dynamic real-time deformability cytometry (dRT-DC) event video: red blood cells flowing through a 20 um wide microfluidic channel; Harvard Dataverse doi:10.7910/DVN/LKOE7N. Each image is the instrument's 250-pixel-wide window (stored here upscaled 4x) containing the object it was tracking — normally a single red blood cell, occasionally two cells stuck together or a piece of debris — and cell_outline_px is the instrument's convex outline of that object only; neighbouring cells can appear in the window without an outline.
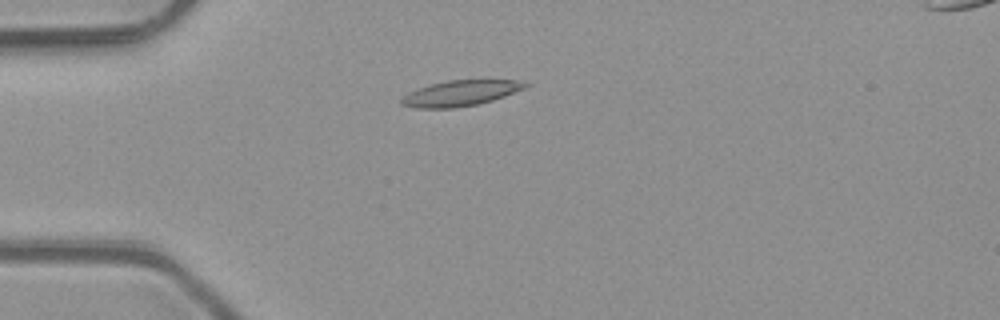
{"species": "common noctule bat (a hibernating species)", "species_latin": "Nyctalus noctula", "temperature_condition": "room temperature", "stored_images_in_passage": 33, "camera_frame_rate_fps": 3000, "um_per_image_px": 0.085, "animal": {"sex": "male", "body_mass_g": 23.1, "forearm_length_mm": 52.7}, "frame": {"image": 1, "passage_image": 1, "time_ms": 0.0, "image_size_px": [1000, 320], "cell_outline_px": [[528, 84], [524, 88], [504, 96], [492, 100], [476, 104], [456, 108], [416, 108], [400, 104], [400, 100], [408, 92], [416, 88], [428, 84], [448, 80], [516, 80]], "centroid_in_image_um": [39.06, 7.92], "position_along_channel_um": 45.9, "area_um2": 18.38}}
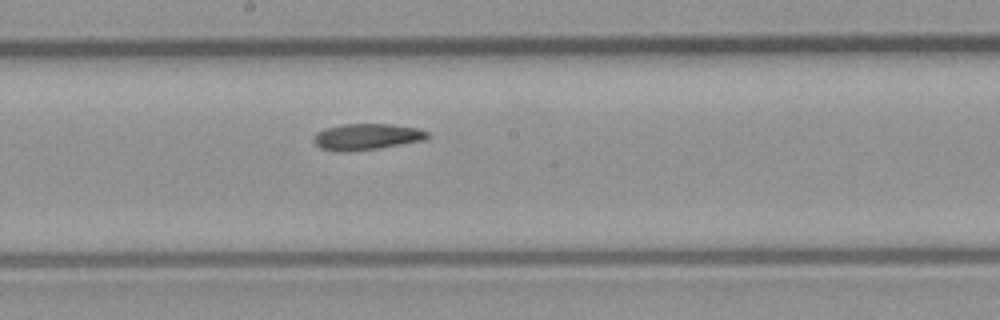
{"frame": {"image": 2, "passage_image": 15, "time_ms": 4.667, "image_size_px": [1000, 320], "cell_outline_px": [[428, 136], [424, 140], [376, 148], [348, 152], [336, 152], [320, 148], [312, 140], [316, 132], [324, 128], [340, 124], [392, 124], [416, 128], [428, 132]], "centroid_in_image_um": [31.09, 11.62], "position_along_channel_um": 217.1, "area_um2": 17.4}}
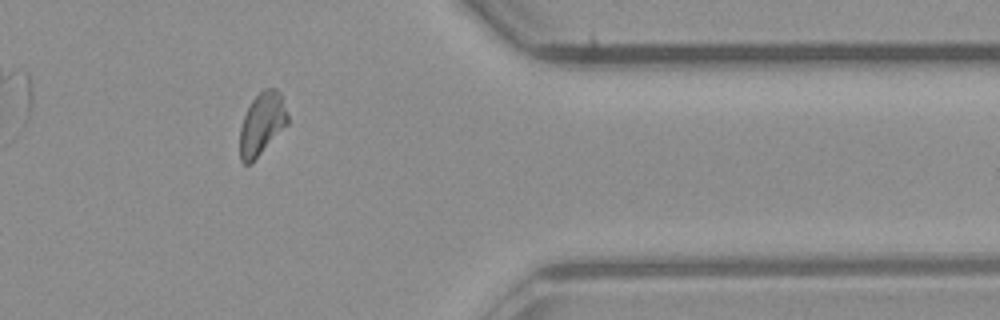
{"frame": {"image": 3, "passage_image": 29, "time_ms": 9.333, "image_size_px": [1000, 320], "cell_outline_px": [[288, 124], [252, 164], [244, 164], [240, 160], [240, 128], [244, 116], [252, 100], [264, 88], [276, 88], [280, 92], [288, 116]], "centroid_in_image_um": [22.26, 10.55], "position_along_channel_um": 389.1, "area_um2": 17.46}, "authors_computed_cell_mechanics": {"area_um2": 17.4556, "velocity_mm_per_s": 4.0944, "shape_relaxation_time_tau1_ms": 7.1193, "shape_relaxation_time_tau2_ms": null, "deformation_change_tau1": 0.1566, "deformation_change_tau2": null}}